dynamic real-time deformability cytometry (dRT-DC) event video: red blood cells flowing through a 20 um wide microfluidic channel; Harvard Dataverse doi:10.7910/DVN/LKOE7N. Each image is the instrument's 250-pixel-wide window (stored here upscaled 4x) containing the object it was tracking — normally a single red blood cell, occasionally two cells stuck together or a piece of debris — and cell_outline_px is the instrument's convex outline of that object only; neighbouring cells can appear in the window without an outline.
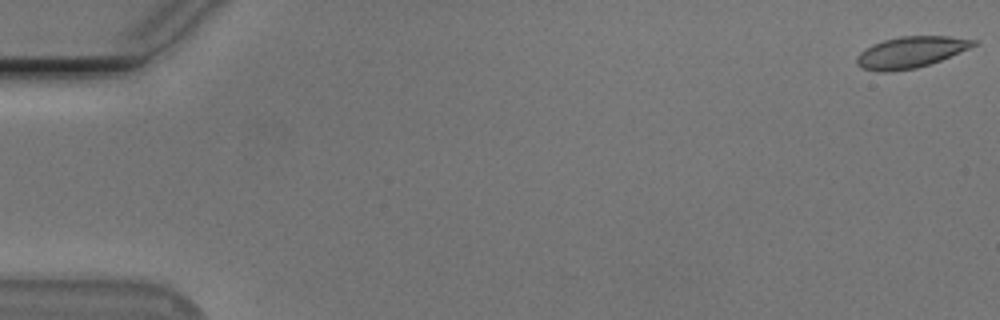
{"species": "Egyptian fruit bat (a non-hibernating species)", "species_latin": "Rousettus aegyptiacus", "temperature_condition": "cold", "stored_images_in_passage": 55, "camera_frame_rate_fps": 3000, "um_per_image_px": 0.085, "animal": {"sex": "male"}, "frame": {"image": 1, "passage_image": 1, "time_ms": 0.0, "image_size_px": [1000, 320], "cell_outline_px": [[976, 44], [968, 48], [940, 60], [916, 68], [884, 72], [880, 72], [864, 68], [856, 64], [856, 56], [864, 48], [872, 44], [884, 40], [900, 36], [948, 36], [976, 40]], "centroid_in_image_um": [77.35, 4.43], "position_along_channel_um": 7.7, "area_um2": 20.98}}
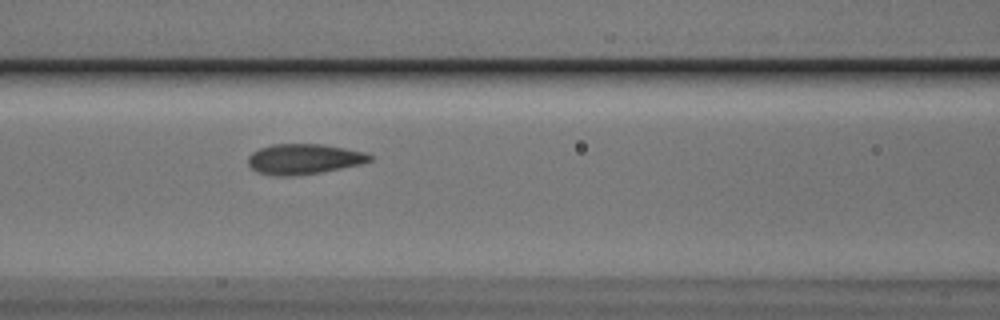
{"frame": {"image": 2, "passage_image": 24, "time_ms": 7.667, "image_size_px": [1000, 320], "cell_outline_px": [[372, 160], [360, 164], [320, 172], [292, 176], [276, 176], [256, 172], [248, 164], [248, 156], [252, 152], [260, 148], [272, 144], [320, 144], [344, 148], [364, 152], [372, 156]], "centroid_in_image_um": [25.78, 13.52], "position_along_channel_um": 140.8, "area_um2": 21.39}}
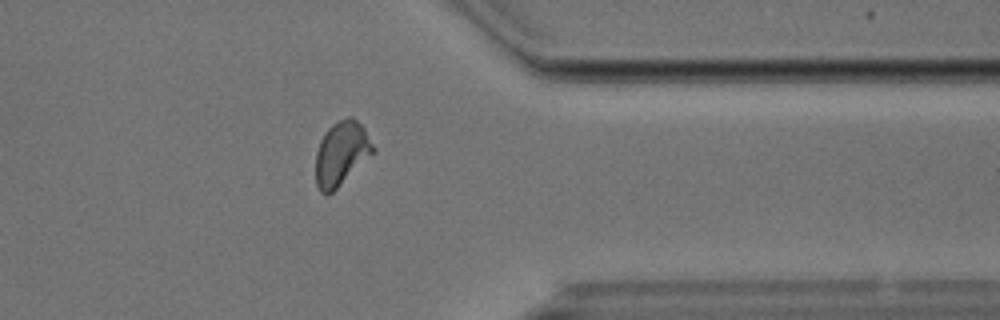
{"frame": {"image": 3, "passage_image": 44, "time_ms": 14.333, "image_size_px": [1000, 320], "cell_outline_px": [[376, 152], [332, 192], [320, 192], [316, 184], [316, 152], [320, 140], [324, 132], [332, 124], [348, 116], [352, 116], [364, 128], [376, 148]], "centroid_in_image_um": [29.04, 13.02], "position_along_channel_um": 382.4, "area_um2": 21.44}, "authors_computed_cell_mechanics": {"area_um2": 20.9236, "velocity_mm_per_s": 3.7692, "shape_relaxation_time_tau1_ms": 7.5919, "shape_relaxation_time_tau2_ms": 0.8217, "deformation_change_tau1": 0.1819, "deformation_change_tau2": 0.0444}}